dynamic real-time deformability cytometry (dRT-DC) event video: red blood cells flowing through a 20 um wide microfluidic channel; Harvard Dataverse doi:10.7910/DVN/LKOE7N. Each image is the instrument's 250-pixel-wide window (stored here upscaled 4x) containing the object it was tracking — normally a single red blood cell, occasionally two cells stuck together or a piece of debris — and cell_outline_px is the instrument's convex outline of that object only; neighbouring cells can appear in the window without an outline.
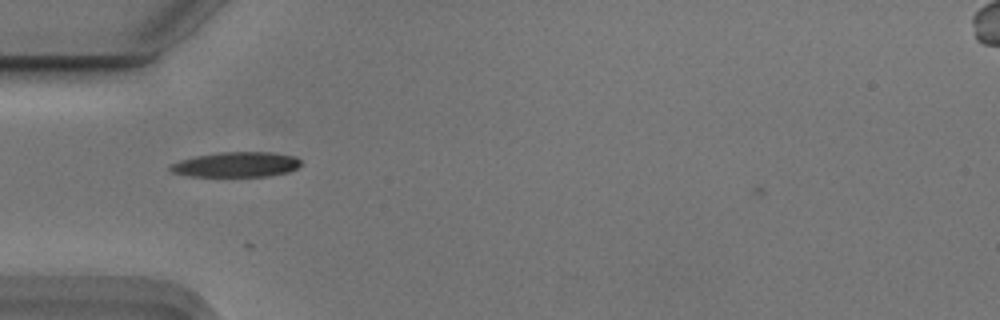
{"species": "Egyptian fruit bat (a non-hibernating species)", "species_latin": "Rousettus aegyptiacus", "temperature_condition": "cold", "stored_images_in_passage": 8, "camera_frame_rate_fps": 3000, "um_per_image_px": 0.085, "animal": {"sex": "male"}, "frame": {"image": 1, "passage_image": 2, "time_ms": 0.333, "image_size_px": [1000, 320], "cell_outline_px": [[304, 164], [288, 172], [268, 176], [188, 176], [172, 172], [168, 168], [168, 164], [180, 160], [196, 156], [220, 152], [272, 152], [296, 156]], "centroid_in_image_um": [20.09, 13.98], "position_along_channel_um": 64.9, "area_um2": 19.25}}
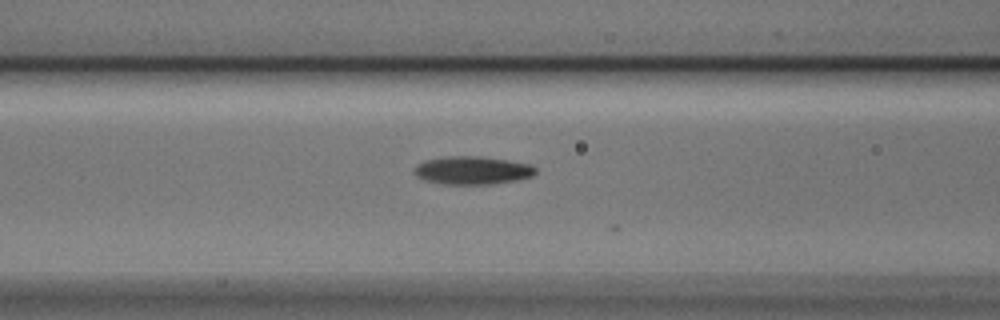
{"frame": {"image": 2, "passage_image": 7, "time_ms": 2.0, "image_size_px": [1000, 320], "cell_outline_px": [[536, 172], [532, 176], [516, 180], [492, 184], [440, 184], [424, 180], [416, 176], [412, 172], [412, 168], [416, 164], [428, 160], [448, 156], [480, 156], [508, 160], [532, 164], [536, 168]], "centroid_in_image_um": [40.13, 14.48], "position_along_channel_um": 126.5, "area_um2": 20.06}}